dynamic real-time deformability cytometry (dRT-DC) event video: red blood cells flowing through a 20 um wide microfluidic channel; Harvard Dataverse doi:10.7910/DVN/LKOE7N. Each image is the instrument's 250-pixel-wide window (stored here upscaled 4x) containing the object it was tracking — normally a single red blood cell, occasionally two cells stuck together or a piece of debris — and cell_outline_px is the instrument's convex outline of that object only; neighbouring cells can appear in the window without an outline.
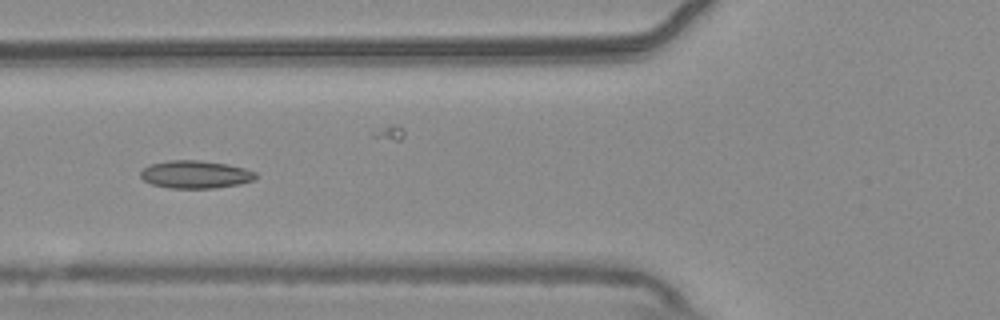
{"species": "common noctule bat (a hibernating species)", "species_latin": "Nyctalus noctula", "temperature_condition": "warm", "stored_images_in_passage": 9, "camera_frame_rate_fps": 3000, "um_per_image_px": 0.085, "animal": {"sex": "male", "body_mass_g": 20.4}, "frame": {"image": 1, "passage_image": 6, "time_ms": 1.667, "image_size_px": [1000, 320], "cell_outline_px": [[256, 176], [252, 180], [240, 184], [216, 188], [168, 188], [152, 184], [144, 180], [140, 176], [140, 172], [148, 164], [168, 160], [200, 160], [228, 164], [244, 168], [256, 172]], "centroid_in_image_um": [16.59, 14.82], "position_along_channel_um": 109.2, "area_um2": 18.73}}